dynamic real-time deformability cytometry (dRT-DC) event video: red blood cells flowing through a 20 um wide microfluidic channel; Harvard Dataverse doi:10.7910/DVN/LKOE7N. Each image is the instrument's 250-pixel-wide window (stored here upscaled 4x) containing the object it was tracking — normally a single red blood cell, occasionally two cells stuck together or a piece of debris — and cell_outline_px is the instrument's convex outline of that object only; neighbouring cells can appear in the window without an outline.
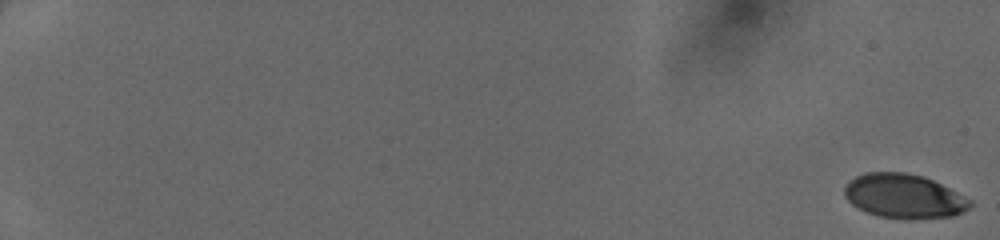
{"species": "human", "species_latin": "Homo sapiens", "temperature_condition": "cold", "stored_images_in_passage": 51, "camera_frame_rate_fps": 3000, "um_per_image_px": 0.085, "donor": {"sex": "female"}, "frame": {"image": 1, "passage_image": 1, "time_ms": 0.0, "image_size_px": [1000, 240], "cell_outline_px": [[972, 204], [968, 208], [952, 216], [916, 220], [880, 216], [868, 212], [852, 204], [844, 196], [844, 188], [848, 180], [864, 172], [904, 172], [924, 176], [972, 200]], "centroid_in_image_um": [76.82, 16.67], "position_along_channel_um": 8.2, "area_um2": 32.31}}
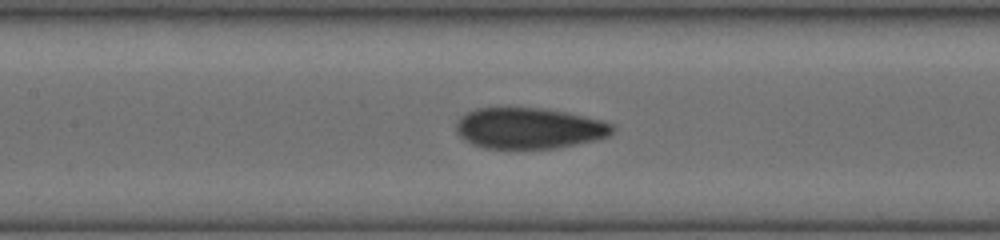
{"frame": {"image": 2, "passage_image": 28, "time_ms": 9.0, "image_size_px": [1000, 240], "cell_outline_px": [[616, 128], [608, 136], [596, 140], [552, 148], [484, 148], [472, 144], [464, 140], [456, 132], [456, 124], [460, 116], [476, 108], [544, 108], [568, 112], [600, 120], [612, 124]], "centroid_in_image_um": [44.95, 10.89], "position_along_channel_um": 162.4, "area_um2": 37.22}}
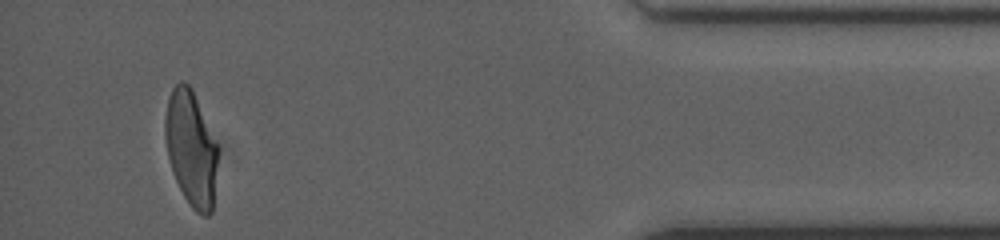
{"frame": {"image": 3, "passage_image": 49, "time_ms": 16.0, "image_size_px": [1000, 240], "cell_outline_px": [[220, 148], [212, 212], [208, 216], [204, 216], [196, 212], [192, 208], [184, 196], [172, 172], [168, 156], [164, 136], [164, 120], [168, 96], [172, 88], [180, 80], [188, 84], [192, 88]], "centroid_in_image_um": [16.26, 12.6], "position_along_channel_um": 418.9, "area_um2": 36.13}}